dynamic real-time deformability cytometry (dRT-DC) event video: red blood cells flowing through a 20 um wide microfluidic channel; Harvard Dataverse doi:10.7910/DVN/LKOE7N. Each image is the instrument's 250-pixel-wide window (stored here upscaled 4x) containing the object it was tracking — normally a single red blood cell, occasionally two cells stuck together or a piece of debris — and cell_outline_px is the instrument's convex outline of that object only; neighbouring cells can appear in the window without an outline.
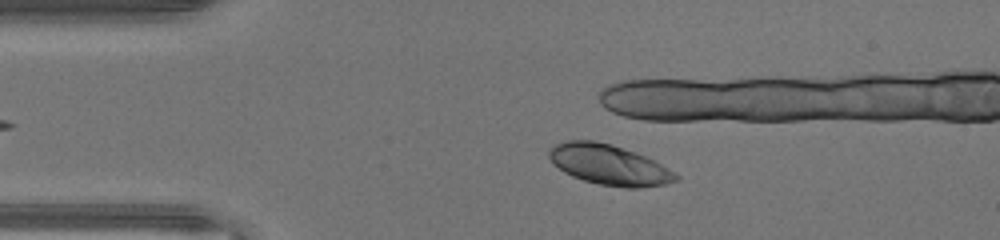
{"species": "human", "species_latin": "Homo sapiens", "temperature_condition": "warm", "stored_images_in_passage": 42, "camera_frame_rate_fps": 3000, "um_per_image_px": 0.085, "donor": {"sex": "male"}, "frame": {"image": 1, "passage_image": 7, "time_ms": 2.0, "image_size_px": [1000, 240], "cell_outline_px": [[680, 180], [664, 184], [640, 188], [628, 188], [600, 184], [584, 180], [572, 176], [564, 172], [548, 156], [548, 148], [564, 140], [596, 140], [612, 144], [636, 152], [676, 172], [680, 176]], "centroid_in_image_um": [51.79, 13.99], "position_along_channel_um": 33.2, "area_um2": 29.77}, "authors_computed_cell_mechanics": {"area_um2": 30.0849, "velocity_mm_per_s": 4.4825, "shape_relaxation_time_tau1_ms": 3.7071, "shape_relaxation_time_tau2_ms": null, "deformation_change_tau1": 0.1598, "deformation_change_tau2": null}}